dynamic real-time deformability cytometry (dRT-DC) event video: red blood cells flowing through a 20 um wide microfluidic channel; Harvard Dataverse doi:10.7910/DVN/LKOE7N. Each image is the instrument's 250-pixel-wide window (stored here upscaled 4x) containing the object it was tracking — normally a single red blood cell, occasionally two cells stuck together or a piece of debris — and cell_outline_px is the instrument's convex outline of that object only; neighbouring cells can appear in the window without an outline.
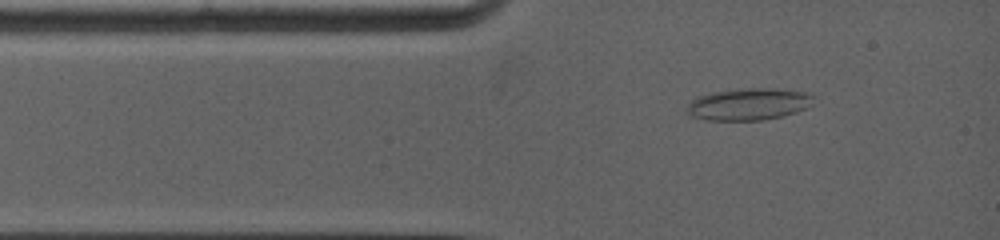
{"species": "common noctule bat (a hibernating species)", "species_latin": "Nyctalus noctula", "temperature_condition": "warm", "stored_images_in_passage": 20, "camera_frame_rate_fps": 5000, "um_per_image_px": 0.085, "animal": {"sex": "female", "body_mass_g": 19.0, "forearm_length_mm": 53.3}, "frame": {"image": 1, "passage_image": 3, "time_ms": 0.4, "image_size_px": [1000, 240], "cell_outline_px": [[812, 104], [796, 112], [764, 120], [708, 120], [692, 116], [684, 112], [684, 108], [692, 100], [700, 96], [712, 92], [744, 88], [776, 88], [804, 92], [812, 96]], "centroid_in_image_um": [63.58, 8.85], "position_along_channel_um": 21.4, "area_um2": 23.47}}
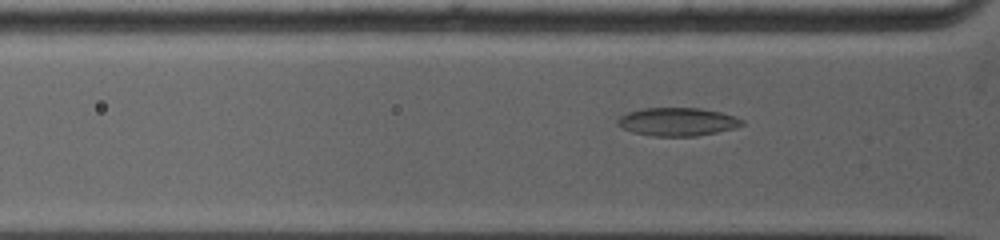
{"frame": {"image": 2, "passage_image": 16, "time_ms": 2.0, "image_size_px": [1000, 240], "cell_outline_px": [[744, 124], [736, 128], [696, 136], [652, 136], [632, 132], [616, 124], [616, 120], [620, 116], [628, 112], [640, 108], [700, 108], [720, 112], [736, 116], [744, 120]], "centroid_in_image_um": [57.59, 10.35], "position_along_channel_um": 68.2, "area_um2": 20.58}}